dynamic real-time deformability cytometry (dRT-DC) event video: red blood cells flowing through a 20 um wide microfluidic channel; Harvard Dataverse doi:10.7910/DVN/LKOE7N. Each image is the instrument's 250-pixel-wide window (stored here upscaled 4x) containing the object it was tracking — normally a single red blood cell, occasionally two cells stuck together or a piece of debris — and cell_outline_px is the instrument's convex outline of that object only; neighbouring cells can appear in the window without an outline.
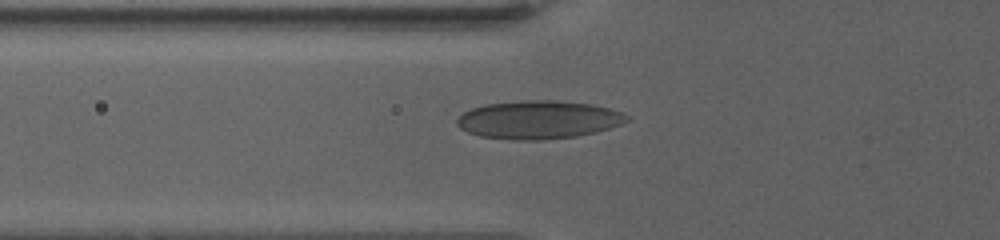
{"species": "human", "species_latin": "Homo sapiens", "temperature_condition": "warm", "stored_images_in_passage": 7, "camera_frame_rate_fps": 3000, "um_per_image_px": 0.085, "donor": {"sex": "female"}, "frame": {"image": 1, "passage_image": 4, "time_ms": 3.0, "image_size_px": [1000, 240], "cell_outline_px": [[628, 120], [620, 124], [596, 132], [576, 136], [540, 140], [512, 140], [480, 136], [468, 132], [460, 128], [456, 124], [456, 120], [464, 112], [472, 108], [484, 104], [520, 100], [552, 100], [592, 104], [608, 108], [620, 112], [628, 116]], "centroid_in_image_um": [45.73, 10.17], "position_along_channel_um": 80.1, "area_um2": 37.74}}
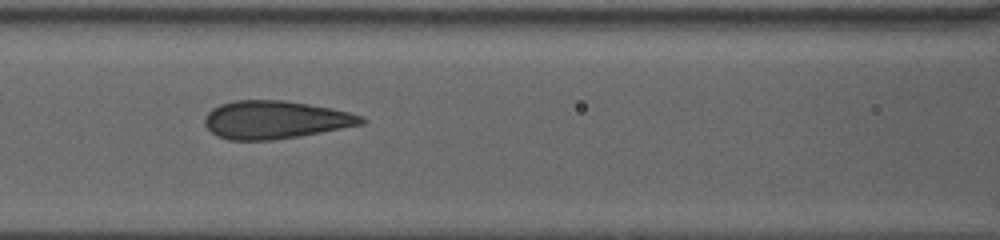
{"frame": {"image": 2, "passage_image": 6, "time_ms": 5.0, "image_size_px": [1000, 240], "cell_outline_px": [[368, 120], [364, 124], [300, 136], [272, 140], [228, 140], [216, 136], [204, 124], [204, 116], [212, 108], [220, 104], [232, 100], [284, 100], [332, 108], [348, 112], [360, 116]], "centroid_in_image_um": [23.37, 10.18], "position_along_channel_um": 143.2, "area_um2": 34.8}}
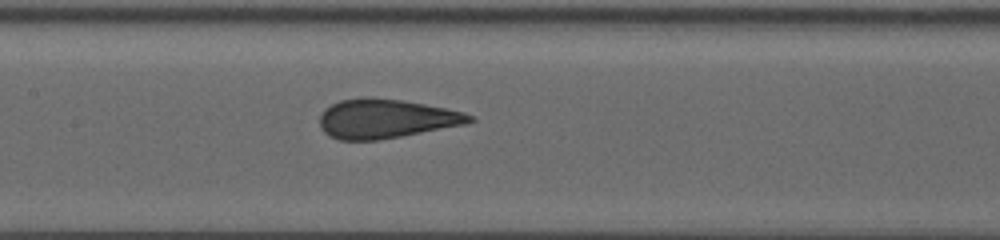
{"frame": {"image": 3, "passage_image": 7, "time_ms": 6.0, "image_size_px": [1000, 240], "cell_outline_px": [[476, 120], [464, 124], [380, 140], [340, 140], [328, 136], [320, 128], [320, 116], [324, 108], [340, 100], [368, 96], [400, 100], [424, 104], [464, 112], [472, 116]], "centroid_in_image_um": [32.75, 10.09], "position_along_channel_um": 174.7, "area_um2": 34.1}}